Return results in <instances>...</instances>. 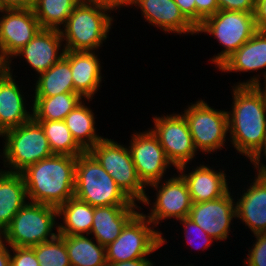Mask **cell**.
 Instances as JSON below:
<instances>
[{
	"instance_id": "cell-1",
	"label": "cell",
	"mask_w": 266,
	"mask_h": 266,
	"mask_svg": "<svg viewBox=\"0 0 266 266\" xmlns=\"http://www.w3.org/2000/svg\"><path fill=\"white\" fill-rule=\"evenodd\" d=\"M230 88L233 101L231 110H227L229 140L248 162L266 138V95L260 86Z\"/></svg>"
},
{
	"instance_id": "cell-2",
	"label": "cell",
	"mask_w": 266,
	"mask_h": 266,
	"mask_svg": "<svg viewBox=\"0 0 266 266\" xmlns=\"http://www.w3.org/2000/svg\"><path fill=\"white\" fill-rule=\"evenodd\" d=\"M29 202L58 208L74 197L76 157L54 154L20 173Z\"/></svg>"
},
{
	"instance_id": "cell-3",
	"label": "cell",
	"mask_w": 266,
	"mask_h": 266,
	"mask_svg": "<svg viewBox=\"0 0 266 266\" xmlns=\"http://www.w3.org/2000/svg\"><path fill=\"white\" fill-rule=\"evenodd\" d=\"M114 21L108 10L79 2L59 29L65 50H100L114 28Z\"/></svg>"
},
{
	"instance_id": "cell-4",
	"label": "cell",
	"mask_w": 266,
	"mask_h": 266,
	"mask_svg": "<svg viewBox=\"0 0 266 266\" xmlns=\"http://www.w3.org/2000/svg\"><path fill=\"white\" fill-rule=\"evenodd\" d=\"M74 197L93 207L140 206L124 193L89 151L76 157Z\"/></svg>"
},
{
	"instance_id": "cell-5",
	"label": "cell",
	"mask_w": 266,
	"mask_h": 266,
	"mask_svg": "<svg viewBox=\"0 0 266 266\" xmlns=\"http://www.w3.org/2000/svg\"><path fill=\"white\" fill-rule=\"evenodd\" d=\"M0 138L5 140L0 152L5 169L1 170L9 173L20 174L34 163L54 155L41 125L33 118L3 132Z\"/></svg>"
},
{
	"instance_id": "cell-6",
	"label": "cell",
	"mask_w": 266,
	"mask_h": 266,
	"mask_svg": "<svg viewBox=\"0 0 266 266\" xmlns=\"http://www.w3.org/2000/svg\"><path fill=\"white\" fill-rule=\"evenodd\" d=\"M57 208L27 202L0 234L10 247H32L59 235ZM55 230V231H54Z\"/></svg>"
},
{
	"instance_id": "cell-7",
	"label": "cell",
	"mask_w": 266,
	"mask_h": 266,
	"mask_svg": "<svg viewBox=\"0 0 266 266\" xmlns=\"http://www.w3.org/2000/svg\"><path fill=\"white\" fill-rule=\"evenodd\" d=\"M254 13L244 11L218 10L197 27V34L212 35L220 52L208 60L216 69L256 32Z\"/></svg>"
},
{
	"instance_id": "cell-8",
	"label": "cell",
	"mask_w": 266,
	"mask_h": 266,
	"mask_svg": "<svg viewBox=\"0 0 266 266\" xmlns=\"http://www.w3.org/2000/svg\"><path fill=\"white\" fill-rule=\"evenodd\" d=\"M144 213L140 209L126 223L120 235L105 247L107 263L149 258L153 256L152 253L169 243Z\"/></svg>"
},
{
	"instance_id": "cell-9",
	"label": "cell",
	"mask_w": 266,
	"mask_h": 266,
	"mask_svg": "<svg viewBox=\"0 0 266 266\" xmlns=\"http://www.w3.org/2000/svg\"><path fill=\"white\" fill-rule=\"evenodd\" d=\"M180 112L187 121L194 147L203 155L221 152L229 141L227 111L213 108L204 99L193 101ZM228 140V141H226Z\"/></svg>"
},
{
	"instance_id": "cell-10",
	"label": "cell",
	"mask_w": 266,
	"mask_h": 266,
	"mask_svg": "<svg viewBox=\"0 0 266 266\" xmlns=\"http://www.w3.org/2000/svg\"><path fill=\"white\" fill-rule=\"evenodd\" d=\"M104 137L89 152L115 180L124 193L136 203L146 196V186L141 182L128 145Z\"/></svg>"
},
{
	"instance_id": "cell-11",
	"label": "cell",
	"mask_w": 266,
	"mask_h": 266,
	"mask_svg": "<svg viewBox=\"0 0 266 266\" xmlns=\"http://www.w3.org/2000/svg\"><path fill=\"white\" fill-rule=\"evenodd\" d=\"M169 176L147 187V190L150 187L156 191L153 202L147 193L140 203L143 207L147 206L146 208L150 206L149 213H145V216L162 235L164 233L158 229V225L161 227L160 223L168 219H174L177 223L178 220L188 217L193 203L183 177L178 172Z\"/></svg>"
},
{
	"instance_id": "cell-12",
	"label": "cell",
	"mask_w": 266,
	"mask_h": 266,
	"mask_svg": "<svg viewBox=\"0 0 266 266\" xmlns=\"http://www.w3.org/2000/svg\"><path fill=\"white\" fill-rule=\"evenodd\" d=\"M149 127L157 136L168 160L175 170L183 165L192 164L199 152L195 149L186 119L181 113L156 115Z\"/></svg>"
},
{
	"instance_id": "cell-13",
	"label": "cell",
	"mask_w": 266,
	"mask_h": 266,
	"mask_svg": "<svg viewBox=\"0 0 266 266\" xmlns=\"http://www.w3.org/2000/svg\"><path fill=\"white\" fill-rule=\"evenodd\" d=\"M131 140L127 144L141 182L148 187L167 177L170 167H174L168 160L157 136L150 128L144 132L131 133ZM168 169V170H167Z\"/></svg>"
},
{
	"instance_id": "cell-14",
	"label": "cell",
	"mask_w": 266,
	"mask_h": 266,
	"mask_svg": "<svg viewBox=\"0 0 266 266\" xmlns=\"http://www.w3.org/2000/svg\"><path fill=\"white\" fill-rule=\"evenodd\" d=\"M235 188L222 197L205 202L192 203L188 218L199 225L214 240L224 242L233 233L231 225L236 220ZM232 190V193H231ZM234 192V193H233ZM234 194V195H233Z\"/></svg>"
},
{
	"instance_id": "cell-15",
	"label": "cell",
	"mask_w": 266,
	"mask_h": 266,
	"mask_svg": "<svg viewBox=\"0 0 266 266\" xmlns=\"http://www.w3.org/2000/svg\"><path fill=\"white\" fill-rule=\"evenodd\" d=\"M40 29L32 8L0 9V56L8 62Z\"/></svg>"
},
{
	"instance_id": "cell-16",
	"label": "cell",
	"mask_w": 266,
	"mask_h": 266,
	"mask_svg": "<svg viewBox=\"0 0 266 266\" xmlns=\"http://www.w3.org/2000/svg\"><path fill=\"white\" fill-rule=\"evenodd\" d=\"M218 70L228 74L258 72L246 81L240 80L234 83V86H260L261 77L263 76V81L266 79V31L257 30L246 43L218 67Z\"/></svg>"
},
{
	"instance_id": "cell-17",
	"label": "cell",
	"mask_w": 266,
	"mask_h": 266,
	"mask_svg": "<svg viewBox=\"0 0 266 266\" xmlns=\"http://www.w3.org/2000/svg\"><path fill=\"white\" fill-rule=\"evenodd\" d=\"M65 53L60 30L41 28L38 33L19 51H17L7 65H13L14 59L20 58L30 66L38 76L58 62Z\"/></svg>"
},
{
	"instance_id": "cell-18",
	"label": "cell",
	"mask_w": 266,
	"mask_h": 266,
	"mask_svg": "<svg viewBox=\"0 0 266 266\" xmlns=\"http://www.w3.org/2000/svg\"><path fill=\"white\" fill-rule=\"evenodd\" d=\"M199 163V166L195 165L192 168L186 164L176 169L188 186L192 202L211 201L225 195L231 189L229 180L234 177L227 176L224 167L215 170L214 166L210 167L205 161Z\"/></svg>"
},
{
	"instance_id": "cell-19",
	"label": "cell",
	"mask_w": 266,
	"mask_h": 266,
	"mask_svg": "<svg viewBox=\"0 0 266 266\" xmlns=\"http://www.w3.org/2000/svg\"><path fill=\"white\" fill-rule=\"evenodd\" d=\"M253 177L234 199L236 219L255 235L266 233V172H255Z\"/></svg>"
},
{
	"instance_id": "cell-20",
	"label": "cell",
	"mask_w": 266,
	"mask_h": 266,
	"mask_svg": "<svg viewBox=\"0 0 266 266\" xmlns=\"http://www.w3.org/2000/svg\"><path fill=\"white\" fill-rule=\"evenodd\" d=\"M13 71V66L7 65L0 76V135L32 119V104L30 106L27 103V98L32 95L23 92V85L18 84L20 81L16 80L17 76ZM28 105L30 109L27 108Z\"/></svg>"
},
{
	"instance_id": "cell-21",
	"label": "cell",
	"mask_w": 266,
	"mask_h": 266,
	"mask_svg": "<svg viewBox=\"0 0 266 266\" xmlns=\"http://www.w3.org/2000/svg\"><path fill=\"white\" fill-rule=\"evenodd\" d=\"M133 7L141 11L147 24L165 34L197 35V28L183 15L174 0H133Z\"/></svg>"
},
{
	"instance_id": "cell-22",
	"label": "cell",
	"mask_w": 266,
	"mask_h": 266,
	"mask_svg": "<svg viewBox=\"0 0 266 266\" xmlns=\"http://www.w3.org/2000/svg\"><path fill=\"white\" fill-rule=\"evenodd\" d=\"M98 52L65 50L64 53V57L70 62L74 93H78L89 103L100 91L102 81H105L102 77L103 66Z\"/></svg>"
},
{
	"instance_id": "cell-23",
	"label": "cell",
	"mask_w": 266,
	"mask_h": 266,
	"mask_svg": "<svg viewBox=\"0 0 266 266\" xmlns=\"http://www.w3.org/2000/svg\"><path fill=\"white\" fill-rule=\"evenodd\" d=\"M140 209H143L142 206L94 207L93 224L89 235L106 247L120 235L126 223Z\"/></svg>"
},
{
	"instance_id": "cell-24",
	"label": "cell",
	"mask_w": 266,
	"mask_h": 266,
	"mask_svg": "<svg viewBox=\"0 0 266 266\" xmlns=\"http://www.w3.org/2000/svg\"><path fill=\"white\" fill-rule=\"evenodd\" d=\"M27 202V191L22 175L0 169V234Z\"/></svg>"
},
{
	"instance_id": "cell-25",
	"label": "cell",
	"mask_w": 266,
	"mask_h": 266,
	"mask_svg": "<svg viewBox=\"0 0 266 266\" xmlns=\"http://www.w3.org/2000/svg\"><path fill=\"white\" fill-rule=\"evenodd\" d=\"M59 235H88L93 224L94 207L76 197L57 208Z\"/></svg>"
},
{
	"instance_id": "cell-26",
	"label": "cell",
	"mask_w": 266,
	"mask_h": 266,
	"mask_svg": "<svg viewBox=\"0 0 266 266\" xmlns=\"http://www.w3.org/2000/svg\"><path fill=\"white\" fill-rule=\"evenodd\" d=\"M93 111L83 99L64 119L73 139L84 151H89L104 138L97 133V118Z\"/></svg>"
},
{
	"instance_id": "cell-27",
	"label": "cell",
	"mask_w": 266,
	"mask_h": 266,
	"mask_svg": "<svg viewBox=\"0 0 266 266\" xmlns=\"http://www.w3.org/2000/svg\"><path fill=\"white\" fill-rule=\"evenodd\" d=\"M31 97H52L61 93L74 92L70 62L63 56L44 73L35 76Z\"/></svg>"
},
{
	"instance_id": "cell-28",
	"label": "cell",
	"mask_w": 266,
	"mask_h": 266,
	"mask_svg": "<svg viewBox=\"0 0 266 266\" xmlns=\"http://www.w3.org/2000/svg\"><path fill=\"white\" fill-rule=\"evenodd\" d=\"M89 236L65 235L71 266H107L105 246Z\"/></svg>"
},
{
	"instance_id": "cell-29",
	"label": "cell",
	"mask_w": 266,
	"mask_h": 266,
	"mask_svg": "<svg viewBox=\"0 0 266 266\" xmlns=\"http://www.w3.org/2000/svg\"><path fill=\"white\" fill-rule=\"evenodd\" d=\"M83 98L74 92L61 93L52 97H32L34 120L63 121Z\"/></svg>"
},
{
	"instance_id": "cell-30",
	"label": "cell",
	"mask_w": 266,
	"mask_h": 266,
	"mask_svg": "<svg viewBox=\"0 0 266 266\" xmlns=\"http://www.w3.org/2000/svg\"><path fill=\"white\" fill-rule=\"evenodd\" d=\"M80 0H34L33 10L41 28L60 29Z\"/></svg>"
},
{
	"instance_id": "cell-31",
	"label": "cell",
	"mask_w": 266,
	"mask_h": 266,
	"mask_svg": "<svg viewBox=\"0 0 266 266\" xmlns=\"http://www.w3.org/2000/svg\"><path fill=\"white\" fill-rule=\"evenodd\" d=\"M38 122L46 138L53 154L70 155L77 157L82 154L84 150L73 139L70 130L65 121H49V120H35Z\"/></svg>"
},
{
	"instance_id": "cell-32",
	"label": "cell",
	"mask_w": 266,
	"mask_h": 266,
	"mask_svg": "<svg viewBox=\"0 0 266 266\" xmlns=\"http://www.w3.org/2000/svg\"><path fill=\"white\" fill-rule=\"evenodd\" d=\"M34 250L39 266H71L68 257L65 235H58L51 241L31 247Z\"/></svg>"
},
{
	"instance_id": "cell-33",
	"label": "cell",
	"mask_w": 266,
	"mask_h": 266,
	"mask_svg": "<svg viewBox=\"0 0 266 266\" xmlns=\"http://www.w3.org/2000/svg\"><path fill=\"white\" fill-rule=\"evenodd\" d=\"M180 224H182L181 228H183V241H185L187 244H190L191 249H195L197 251L201 250H208L209 247L213 243H215L216 240H214L212 237H210L199 225H197L195 222H193L188 217H184L183 219L178 220ZM199 249V250H198Z\"/></svg>"
},
{
	"instance_id": "cell-34",
	"label": "cell",
	"mask_w": 266,
	"mask_h": 266,
	"mask_svg": "<svg viewBox=\"0 0 266 266\" xmlns=\"http://www.w3.org/2000/svg\"><path fill=\"white\" fill-rule=\"evenodd\" d=\"M254 242L249 247L246 259H243L245 266H266V233L252 235Z\"/></svg>"
},
{
	"instance_id": "cell-35",
	"label": "cell",
	"mask_w": 266,
	"mask_h": 266,
	"mask_svg": "<svg viewBox=\"0 0 266 266\" xmlns=\"http://www.w3.org/2000/svg\"><path fill=\"white\" fill-rule=\"evenodd\" d=\"M10 266H39L31 247H10Z\"/></svg>"
},
{
	"instance_id": "cell-36",
	"label": "cell",
	"mask_w": 266,
	"mask_h": 266,
	"mask_svg": "<svg viewBox=\"0 0 266 266\" xmlns=\"http://www.w3.org/2000/svg\"><path fill=\"white\" fill-rule=\"evenodd\" d=\"M196 4V28L207 17L214 15L219 10L217 0H195Z\"/></svg>"
},
{
	"instance_id": "cell-37",
	"label": "cell",
	"mask_w": 266,
	"mask_h": 266,
	"mask_svg": "<svg viewBox=\"0 0 266 266\" xmlns=\"http://www.w3.org/2000/svg\"><path fill=\"white\" fill-rule=\"evenodd\" d=\"M219 10L255 12L256 0H217Z\"/></svg>"
},
{
	"instance_id": "cell-38",
	"label": "cell",
	"mask_w": 266,
	"mask_h": 266,
	"mask_svg": "<svg viewBox=\"0 0 266 266\" xmlns=\"http://www.w3.org/2000/svg\"><path fill=\"white\" fill-rule=\"evenodd\" d=\"M80 2L104 8L110 13L114 11V13H116L119 12L121 8L123 10V8L125 9V7H131L133 0H80Z\"/></svg>"
},
{
	"instance_id": "cell-39",
	"label": "cell",
	"mask_w": 266,
	"mask_h": 266,
	"mask_svg": "<svg viewBox=\"0 0 266 266\" xmlns=\"http://www.w3.org/2000/svg\"><path fill=\"white\" fill-rule=\"evenodd\" d=\"M254 19L256 30L266 31V0H256Z\"/></svg>"
},
{
	"instance_id": "cell-40",
	"label": "cell",
	"mask_w": 266,
	"mask_h": 266,
	"mask_svg": "<svg viewBox=\"0 0 266 266\" xmlns=\"http://www.w3.org/2000/svg\"><path fill=\"white\" fill-rule=\"evenodd\" d=\"M183 15L196 27L195 0H174Z\"/></svg>"
},
{
	"instance_id": "cell-41",
	"label": "cell",
	"mask_w": 266,
	"mask_h": 266,
	"mask_svg": "<svg viewBox=\"0 0 266 266\" xmlns=\"http://www.w3.org/2000/svg\"><path fill=\"white\" fill-rule=\"evenodd\" d=\"M263 159L266 161V138L264 140L263 146L250 159L251 165H254L252 166L253 167L252 169L255 170L253 172H266V162L263 161Z\"/></svg>"
},
{
	"instance_id": "cell-42",
	"label": "cell",
	"mask_w": 266,
	"mask_h": 266,
	"mask_svg": "<svg viewBox=\"0 0 266 266\" xmlns=\"http://www.w3.org/2000/svg\"><path fill=\"white\" fill-rule=\"evenodd\" d=\"M34 0H0V9L33 8Z\"/></svg>"
},
{
	"instance_id": "cell-43",
	"label": "cell",
	"mask_w": 266,
	"mask_h": 266,
	"mask_svg": "<svg viewBox=\"0 0 266 266\" xmlns=\"http://www.w3.org/2000/svg\"><path fill=\"white\" fill-rule=\"evenodd\" d=\"M153 261L150 258H140L118 263H108L107 266H151Z\"/></svg>"
},
{
	"instance_id": "cell-44",
	"label": "cell",
	"mask_w": 266,
	"mask_h": 266,
	"mask_svg": "<svg viewBox=\"0 0 266 266\" xmlns=\"http://www.w3.org/2000/svg\"><path fill=\"white\" fill-rule=\"evenodd\" d=\"M0 266H10V246L0 238Z\"/></svg>"
},
{
	"instance_id": "cell-45",
	"label": "cell",
	"mask_w": 266,
	"mask_h": 266,
	"mask_svg": "<svg viewBox=\"0 0 266 266\" xmlns=\"http://www.w3.org/2000/svg\"><path fill=\"white\" fill-rule=\"evenodd\" d=\"M7 69V62L0 56V76Z\"/></svg>"
},
{
	"instance_id": "cell-46",
	"label": "cell",
	"mask_w": 266,
	"mask_h": 266,
	"mask_svg": "<svg viewBox=\"0 0 266 266\" xmlns=\"http://www.w3.org/2000/svg\"><path fill=\"white\" fill-rule=\"evenodd\" d=\"M174 264H175V263H173V265H172V263H171V265L169 264V265H167V266H194V264H192V263H191V264H190V263H189V264L187 263V265H186V264H185V265H181V264H178V262H177V265H176V264L174 265ZM155 265H156V263L153 262L151 266H155ZM163 265L166 266V264H163ZM157 266H158V265H157Z\"/></svg>"
},
{
	"instance_id": "cell-47",
	"label": "cell",
	"mask_w": 266,
	"mask_h": 266,
	"mask_svg": "<svg viewBox=\"0 0 266 266\" xmlns=\"http://www.w3.org/2000/svg\"><path fill=\"white\" fill-rule=\"evenodd\" d=\"M263 83V86H262V84L260 85V87H261V89L265 92V95H266V79L264 80V82H262ZM263 87V88H262Z\"/></svg>"
}]
</instances>
